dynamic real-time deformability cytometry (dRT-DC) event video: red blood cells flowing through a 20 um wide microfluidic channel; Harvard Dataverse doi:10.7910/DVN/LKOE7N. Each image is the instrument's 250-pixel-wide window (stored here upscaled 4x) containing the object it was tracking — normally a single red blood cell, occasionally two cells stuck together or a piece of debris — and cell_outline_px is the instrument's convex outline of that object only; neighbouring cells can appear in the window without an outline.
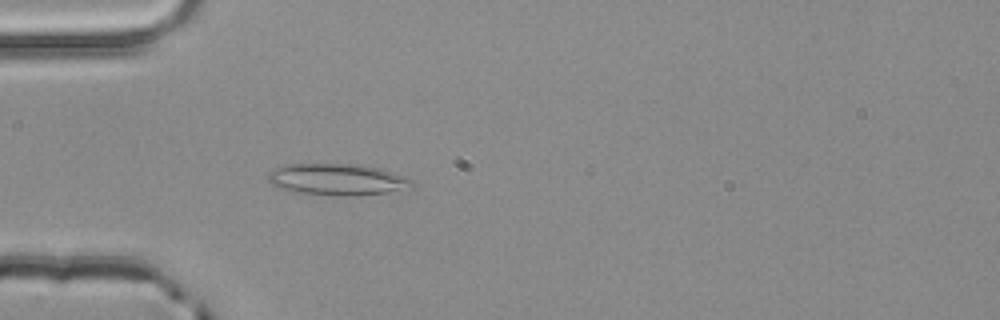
{"species": "common noctule bat (a hibernating species)", "species_latin": "Nyctalus noctula", "temperature_condition": "room temperature", "stored_images_in_passage": 3, "camera_frame_rate_fps": 3000, "um_per_image_px": 0.085, "animal": {"sex": "male", "body_mass_g": 20.4}, "frame": {"image": 1, "passage_image": 3, "time_ms": 0.667, "image_size_px": [1000, 320], "cell_outline_px": [[412, 188], [388, 192], [296, 192], [272, 184], [268, 180], [268, 172], [276, 168], [288, 164], [356, 164], [380, 168], [404, 176], [412, 180]], "centroid_in_image_um": [28.67, 15.18], "position_along_channel_um": 56.3, "area_um2": 24.74}}